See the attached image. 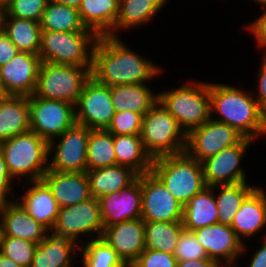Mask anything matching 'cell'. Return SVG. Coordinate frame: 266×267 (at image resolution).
Instances as JSON below:
<instances>
[{
  "mask_svg": "<svg viewBox=\"0 0 266 267\" xmlns=\"http://www.w3.org/2000/svg\"><path fill=\"white\" fill-rule=\"evenodd\" d=\"M177 267H220L214 260L205 258L198 260L178 261Z\"/></svg>",
  "mask_w": 266,
  "mask_h": 267,
  "instance_id": "48",
  "label": "cell"
},
{
  "mask_svg": "<svg viewBox=\"0 0 266 267\" xmlns=\"http://www.w3.org/2000/svg\"><path fill=\"white\" fill-rule=\"evenodd\" d=\"M9 0H0V5H4V4H6L7 2H8Z\"/></svg>",
  "mask_w": 266,
  "mask_h": 267,
  "instance_id": "56",
  "label": "cell"
},
{
  "mask_svg": "<svg viewBox=\"0 0 266 267\" xmlns=\"http://www.w3.org/2000/svg\"><path fill=\"white\" fill-rule=\"evenodd\" d=\"M4 8L2 5H0V32L3 31V19H4Z\"/></svg>",
  "mask_w": 266,
  "mask_h": 267,
  "instance_id": "52",
  "label": "cell"
},
{
  "mask_svg": "<svg viewBox=\"0 0 266 267\" xmlns=\"http://www.w3.org/2000/svg\"><path fill=\"white\" fill-rule=\"evenodd\" d=\"M173 255L177 261L209 258L205 248L197 240L193 231L183 229Z\"/></svg>",
  "mask_w": 266,
  "mask_h": 267,
  "instance_id": "41",
  "label": "cell"
},
{
  "mask_svg": "<svg viewBox=\"0 0 266 267\" xmlns=\"http://www.w3.org/2000/svg\"><path fill=\"white\" fill-rule=\"evenodd\" d=\"M262 56L261 63L259 64L260 68L256 77L257 93L254 95V97L258 102L261 113L266 118V54H263Z\"/></svg>",
  "mask_w": 266,
  "mask_h": 267,
  "instance_id": "44",
  "label": "cell"
},
{
  "mask_svg": "<svg viewBox=\"0 0 266 267\" xmlns=\"http://www.w3.org/2000/svg\"><path fill=\"white\" fill-rule=\"evenodd\" d=\"M1 220L4 236L17 237L39 244L49 233L27 213L17 199L6 205Z\"/></svg>",
  "mask_w": 266,
  "mask_h": 267,
  "instance_id": "25",
  "label": "cell"
},
{
  "mask_svg": "<svg viewBox=\"0 0 266 267\" xmlns=\"http://www.w3.org/2000/svg\"><path fill=\"white\" fill-rule=\"evenodd\" d=\"M92 129L75 123L49 141L48 169L56 172H86L88 137Z\"/></svg>",
  "mask_w": 266,
  "mask_h": 267,
  "instance_id": "10",
  "label": "cell"
},
{
  "mask_svg": "<svg viewBox=\"0 0 266 267\" xmlns=\"http://www.w3.org/2000/svg\"><path fill=\"white\" fill-rule=\"evenodd\" d=\"M24 194L17 200L27 213L51 232L59 212L58 204L48 186L41 181L23 183Z\"/></svg>",
  "mask_w": 266,
  "mask_h": 267,
  "instance_id": "22",
  "label": "cell"
},
{
  "mask_svg": "<svg viewBox=\"0 0 266 267\" xmlns=\"http://www.w3.org/2000/svg\"><path fill=\"white\" fill-rule=\"evenodd\" d=\"M14 179L11 177L2 151L0 150V195L3 197L14 196ZM14 184V185H13Z\"/></svg>",
  "mask_w": 266,
  "mask_h": 267,
  "instance_id": "45",
  "label": "cell"
},
{
  "mask_svg": "<svg viewBox=\"0 0 266 267\" xmlns=\"http://www.w3.org/2000/svg\"><path fill=\"white\" fill-rule=\"evenodd\" d=\"M248 183L244 181L237 184L213 186L218 223L231 226L233 217L240 209L242 202L256 188V185L252 186Z\"/></svg>",
  "mask_w": 266,
  "mask_h": 267,
  "instance_id": "33",
  "label": "cell"
},
{
  "mask_svg": "<svg viewBox=\"0 0 266 267\" xmlns=\"http://www.w3.org/2000/svg\"><path fill=\"white\" fill-rule=\"evenodd\" d=\"M103 231L104 224L99 201L91 197L75 205L59 208L56 222L50 233L67 237L81 244L82 239H85L84 236L90 237L88 240L97 239L102 237ZM79 239L80 242H78Z\"/></svg>",
  "mask_w": 266,
  "mask_h": 267,
  "instance_id": "9",
  "label": "cell"
},
{
  "mask_svg": "<svg viewBox=\"0 0 266 267\" xmlns=\"http://www.w3.org/2000/svg\"><path fill=\"white\" fill-rule=\"evenodd\" d=\"M98 38L94 31H42L38 55L41 62L92 66L93 49Z\"/></svg>",
  "mask_w": 266,
  "mask_h": 267,
  "instance_id": "7",
  "label": "cell"
},
{
  "mask_svg": "<svg viewBox=\"0 0 266 267\" xmlns=\"http://www.w3.org/2000/svg\"><path fill=\"white\" fill-rule=\"evenodd\" d=\"M7 96L5 93V89L2 85L1 79H0V98Z\"/></svg>",
  "mask_w": 266,
  "mask_h": 267,
  "instance_id": "54",
  "label": "cell"
},
{
  "mask_svg": "<svg viewBox=\"0 0 266 267\" xmlns=\"http://www.w3.org/2000/svg\"><path fill=\"white\" fill-rule=\"evenodd\" d=\"M30 130L51 141L75 123V105L64 100L29 96Z\"/></svg>",
  "mask_w": 266,
  "mask_h": 267,
  "instance_id": "11",
  "label": "cell"
},
{
  "mask_svg": "<svg viewBox=\"0 0 266 267\" xmlns=\"http://www.w3.org/2000/svg\"><path fill=\"white\" fill-rule=\"evenodd\" d=\"M193 232L205 248L209 259L214 260L220 267H237L238 257L244 256L249 247L237 238L229 225L216 223Z\"/></svg>",
  "mask_w": 266,
  "mask_h": 267,
  "instance_id": "16",
  "label": "cell"
},
{
  "mask_svg": "<svg viewBox=\"0 0 266 267\" xmlns=\"http://www.w3.org/2000/svg\"><path fill=\"white\" fill-rule=\"evenodd\" d=\"M0 267H22L0 253Z\"/></svg>",
  "mask_w": 266,
  "mask_h": 267,
  "instance_id": "49",
  "label": "cell"
},
{
  "mask_svg": "<svg viewBox=\"0 0 266 267\" xmlns=\"http://www.w3.org/2000/svg\"><path fill=\"white\" fill-rule=\"evenodd\" d=\"M3 237H4L3 223H2V220H0V250H1Z\"/></svg>",
  "mask_w": 266,
  "mask_h": 267,
  "instance_id": "53",
  "label": "cell"
},
{
  "mask_svg": "<svg viewBox=\"0 0 266 267\" xmlns=\"http://www.w3.org/2000/svg\"><path fill=\"white\" fill-rule=\"evenodd\" d=\"M76 252H80L79 243L49 232L37 245L31 267H74Z\"/></svg>",
  "mask_w": 266,
  "mask_h": 267,
  "instance_id": "23",
  "label": "cell"
},
{
  "mask_svg": "<svg viewBox=\"0 0 266 267\" xmlns=\"http://www.w3.org/2000/svg\"><path fill=\"white\" fill-rule=\"evenodd\" d=\"M242 89L220 82L209 83L211 118L230 125L244 138L257 141L266 135V118L253 92Z\"/></svg>",
  "mask_w": 266,
  "mask_h": 267,
  "instance_id": "2",
  "label": "cell"
},
{
  "mask_svg": "<svg viewBox=\"0 0 266 267\" xmlns=\"http://www.w3.org/2000/svg\"><path fill=\"white\" fill-rule=\"evenodd\" d=\"M3 31L14 43L19 52L38 55L41 46L40 22L30 19L4 17Z\"/></svg>",
  "mask_w": 266,
  "mask_h": 267,
  "instance_id": "32",
  "label": "cell"
},
{
  "mask_svg": "<svg viewBox=\"0 0 266 267\" xmlns=\"http://www.w3.org/2000/svg\"><path fill=\"white\" fill-rule=\"evenodd\" d=\"M119 0H82L78 12L86 28L108 35L118 16Z\"/></svg>",
  "mask_w": 266,
  "mask_h": 267,
  "instance_id": "29",
  "label": "cell"
},
{
  "mask_svg": "<svg viewBox=\"0 0 266 267\" xmlns=\"http://www.w3.org/2000/svg\"><path fill=\"white\" fill-rule=\"evenodd\" d=\"M0 150L15 181H41L48 171L49 142L31 130L1 142Z\"/></svg>",
  "mask_w": 266,
  "mask_h": 267,
  "instance_id": "3",
  "label": "cell"
},
{
  "mask_svg": "<svg viewBox=\"0 0 266 267\" xmlns=\"http://www.w3.org/2000/svg\"><path fill=\"white\" fill-rule=\"evenodd\" d=\"M261 8H264L263 10L261 9L258 18H255L254 21L249 23L248 25L245 24V28H247V32H249L254 39L257 47H259L261 50H263L264 54H266V5L261 6Z\"/></svg>",
  "mask_w": 266,
  "mask_h": 267,
  "instance_id": "43",
  "label": "cell"
},
{
  "mask_svg": "<svg viewBox=\"0 0 266 267\" xmlns=\"http://www.w3.org/2000/svg\"><path fill=\"white\" fill-rule=\"evenodd\" d=\"M117 165L126 166L138 175L151 172L152 157L144 149L141 135H113Z\"/></svg>",
  "mask_w": 266,
  "mask_h": 267,
  "instance_id": "31",
  "label": "cell"
},
{
  "mask_svg": "<svg viewBox=\"0 0 266 267\" xmlns=\"http://www.w3.org/2000/svg\"><path fill=\"white\" fill-rule=\"evenodd\" d=\"M17 199V198H10V197H3L2 195H0V220L2 219V216L4 214V211H5V208H6V205L10 202Z\"/></svg>",
  "mask_w": 266,
  "mask_h": 267,
  "instance_id": "51",
  "label": "cell"
},
{
  "mask_svg": "<svg viewBox=\"0 0 266 267\" xmlns=\"http://www.w3.org/2000/svg\"><path fill=\"white\" fill-rule=\"evenodd\" d=\"M40 64L39 55L18 52L7 64L1 66L0 79L6 95H33Z\"/></svg>",
  "mask_w": 266,
  "mask_h": 267,
  "instance_id": "17",
  "label": "cell"
},
{
  "mask_svg": "<svg viewBox=\"0 0 266 267\" xmlns=\"http://www.w3.org/2000/svg\"><path fill=\"white\" fill-rule=\"evenodd\" d=\"M117 165L113 134L106 129H92L88 137L87 171Z\"/></svg>",
  "mask_w": 266,
  "mask_h": 267,
  "instance_id": "36",
  "label": "cell"
},
{
  "mask_svg": "<svg viewBox=\"0 0 266 267\" xmlns=\"http://www.w3.org/2000/svg\"><path fill=\"white\" fill-rule=\"evenodd\" d=\"M265 227L266 190L257 186L242 202L240 209L233 217L231 228L237 238L245 244L256 234L264 231Z\"/></svg>",
  "mask_w": 266,
  "mask_h": 267,
  "instance_id": "20",
  "label": "cell"
},
{
  "mask_svg": "<svg viewBox=\"0 0 266 267\" xmlns=\"http://www.w3.org/2000/svg\"><path fill=\"white\" fill-rule=\"evenodd\" d=\"M37 245L21 238L4 236L0 253L22 267H31Z\"/></svg>",
  "mask_w": 266,
  "mask_h": 267,
  "instance_id": "38",
  "label": "cell"
},
{
  "mask_svg": "<svg viewBox=\"0 0 266 267\" xmlns=\"http://www.w3.org/2000/svg\"><path fill=\"white\" fill-rule=\"evenodd\" d=\"M104 226L141 218V175L128 187L98 199Z\"/></svg>",
  "mask_w": 266,
  "mask_h": 267,
  "instance_id": "18",
  "label": "cell"
},
{
  "mask_svg": "<svg viewBox=\"0 0 266 267\" xmlns=\"http://www.w3.org/2000/svg\"><path fill=\"white\" fill-rule=\"evenodd\" d=\"M177 259L173 254L145 248L131 264L132 267H177Z\"/></svg>",
  "mask_w": 266,
  "mask_h": 267,
  "instance_id": "42",
  "label": "cell"
},
{
  "mask_svg": "<svg viewBox=\"0 0 266 267\" xmlns=\"http://www.w3.org/2000/svg\"><path fill=\"white\" fill-rule=\"evenodd\" d=\"M116 113L111 87L97 82L92 76L85 82L75 105V121L90 129H107Z\"/></svg>",
  "mask_w": 266,
  "mask_h": 267,
  "instance_id": "12",
  "label": "cell"
},
{
  "mask_svg": "<svg viewBox=\"0 0 266 267\" xmlns=\"http://www.w3.org/2000/svg\"><path fill=\"white\" fill-rule=\"evenodd\" d=\"M159 102L188 134L211 118L209 81L193 80L159 93Z\"/></svg>",
  "mask_w": 266,
  "mask_h": 267,
  "instance_id": "4",
  "label": "cell"
},
{
  "mask_svg": "<svg viewBox=\"0 0 266 267\" xmlns=\"http://www.w3.org/2000/svg\"><path fill=\"white\" fill-rule=\"evenodd\" d=\"M143 115L134 111L116 112L107 131L113 135H141Z\"/></svg>",
  "mask_w": 266,
  "mask_h": 267,
  "instance_id": "40",
  "label": "cell"
},
{
  "mask_svg": "<svg viewBox=\"0 0 266 267\" xmlns=\"http://www.w3.org/2000/svg\"><path fill=\"white\" fill-rule=\"evenodd\" d=\"M151 171L183 206L207 187L201 162L186 152L153 159Z\"/></svg>",
  "mask_w": 266,
  "mask_h": 267,
  "instance_id": "5",
  "label": "cell"
},
{
  "mask_svg": "<svg viewBox=\"0 0 266 267\" xmlns=\"http://www.w3.org/2000/svg\"><path fill=\"white\" fill-rule=\"evenodd\" d=\"M252 142L254 143L252 139L243 138L238 144L227 147L202 161L206 186L213 187L249 181L246 176L247 171L241 166V161Z\"/></svg>",
  "mask_w": 266,
  "mask_h": 267,
  "instance_id": "13",
  "label": "cell"
},
{
  "mask_svg": "<svg viewBox=\"0 0 266 267\" xmlns=\"http://www.w3.org/2000/svg\"><path fill=\"white\" fill-rule=\"evenodd\" d=\"M260 238L262 239L261 246L257 248L254 255H251L249 267H266V235H261ZM237 267H239V265H237Z\"/></svg>",
  "mask_w": 266,
  "mask_h": 267,
  "instance_id": "47",
  "label": "cell"
},
{
  "mask_svg": "<svg viewBox=\"0 0 266 267\" xmlns=\"http://www.w3.org/2000/svg\"><path fill=\"white\" fill-rule=\"evenodd\" d=\"M183 222L145 221V248L173 254Z\"/></svg>",
  "mask_w": 266,
  "mask_h": 267,
  "instance_id": "35",
  "label": "cell"
},
{
  "mask_svg": "<svg viewBox=\"0 0 266 267\" xmlns=\"http://www.w3.org/2000/svg\"><path fill=\"white\" fill-rule=\"evenodd\" d=\"M252 1H254L258 5L260 4L259 5L260 7L266 5V0H252Z\"/></svg>",
  "mask_w": 266,
  "mask_h": 267,
  "instance_id": "55",
  "label": "cell"
},
{
  "mask_svg": "<svg viewBox=\"0 0 266 267\" xmlns=\"http://www.w3.org/2000/svg\"><path fill=\"white\" fill-rule=\"evenodd\" d=\"M42 31H93L82 23L78 9L49 1L41 18Z\"/></svg>",
  "mask_w": 266,
  "mask_h": 267,
  "instance_id": "34",
  "label": "cell"
},
{
  "mask_svg": "<svg viewBox=\"0 0 266 267\" xmlns=\"http://www.w3.org/2000/svg\"><path fill=\"white\" fill-rule=\"evenodd\" d=\"M19 50L4 31L0 32V67L7 64Z\"/></svg>",
  "mask_w": 266,
  "mask_h": 267,
  "instance_id": "46",
  "label": "cell"
},
{
  "mask_svg": "<svg viewBox=\"0 0 266 267\" xmlns=\"http://www.w3.org/2000/svg\"><path fill=\"white\" fill-rule=\"evenodd\" d=\"M144 221L178 222L183 220L184 206L175 199L162 181L151 171L141 175Z\"/></svg>",
  "mask_w": 266,
  "mask_h": 267,
  "instance_id": "14",
  "label": "cell"
},
{
  "mask_svg": "<svg viewBox=\"0 0 266 267\" xmlns=\"http://www.w3.org/2000/svg\"><path fill=\"white\" fill-rule=\"evenodd\" d=\"M30 131L29 96L0 98V143Z\"/></svg>",
  "mask_w": 266,
  "mask_h": 267,
  "instance_id": "26",
  "label": "cell"
},
{
  "mask_svg": "<svg viewBox=\"0 0 266 267\" xmlns=\"http://www.w3.org/2000/svg\"><path fill=\"white\" fill-rule=\"evenodd\" d=\"M48 2V0H9L3 5L4 17L40 22Z\"/></svg>",
  "mask_w": 266,
  "mask_h": 267,
  "instance_id": "39",
  "label": "cell"
},
{
  "mask_svg": "<svg viewBox=\"0 0 266 267\" xmlns=\"http://www.w3.org/2000/svg\"><path fill=\"white\" fill-rule=\"evenodd\" d=\"M91 68L41 62L33 95L76 105L85 82L91 77Z\"/></svg>",
  "mask_w": 266,
  "mask_h": 267,
  "instance_id": "8",
  "label": "cell"
},
{
  "mask_svg": "<svg viewBox=\"0 0 266 267\" xmlns=\"http://www.w3.org/2000/svg\"><path fill=\"white\" fill-rule=\"evenodd\" d=\"M183 227L195 231L218 223V211L213 187H206L194 195L183 208Z\"/></svg>",
  "mask_w": 266,
  "mask_h": 267,
  "instance_id": "30",
  "label": "cell"
},
{
  "mask_svg": "<svg viewBox=\"0 0 266 267\" xmlns=\"http://www.w3.org/2000/svg\"><path fill=\"white\" fill-rule=\"evenodd\" d=\"M42 181L51 190L58 207H68L91 198L86 172H56L49 170Z\"/></svg>",
  "mask_w": 266,
  "mask_h": 267,
  "instance_id": "21",
  "label": "cell"
},
{
  "mask_svg": "<svg viewBox=\"0 0 266 267\" xmlns=\"http://www.w3.org/2000/svg\"><path fill=\"white\" fill-rule=\"evenodd\" d=\"M168 0H119L118 16L111 37H120L119 32L133 27H144L162 11Z\"/></svg>",
  "mask_w": 266,
  "mask_h": 267,
  "instance_id": "24",
  "label": "cell"
},
{
  "mask_svg": "<svg viewBox=\"0 0 266 267\" xmlns=\"http://www.w3.org/2000/svg\"><path fill=\"white\" fill-rule=\"evenodd\" d=\"M127 45L121 36H99L93 49L91 68V76L97 82L109 87L143 84L162 75L164 69L159 64Z\"/></svg>",
  "mask_w": 266,
  "mask_h": 267,
  "instance_id": "1",
  "label": "cell"
},
{
  "mask_svg": "<svg viewBox=\"0 0 266 267\" xmlns=\"http://www.w3.org/2000/svg\"><path fill=\"white\" fill-rule=\"evenodd\" d=\"M149 86V83L111 86L115 111H134L144 116L159 102V92Z\"/></svg>",
  "mask_w": 266,
  "mask_h": 267,
  "instance_id": "27",
  "label": "cell"
},
{
  "mask_svg": "<svg viewBox=\"0 0 266 267\" xmlns=\"http://www.w3.org/2000/svg\"><path fill=\"white\" fill-rule=\"evenodd\" d=\"M55 3L64 4L73 8L78 9L82 0H48Z\"/></svg>",
  "mask_w": 266,
  "mask_h": 267,
  "instance_id": "50",
  "label": "cell"
},
{
  "mask_svg": "<svg viewBox=\"0 0 266 267\" xmlns=\"http://www.w3.org/2000/svg\"><path fill=\"white\" fill-rule=\"evenodd\" d=\"M141 140L152 159L185 152L187 134L158 102L142 119Z\"/></svg>",
  "mask_w": 266,
  "mask_h": 267,
  "instance_id": "6",
  "label": "cell"
},
{
  "mask_svg": "<svg viewBox=\"0 0 266 267\" xmlns=\"http://www.w3.org/2000/svg\"><path fill=\"white\" fill-rule=\"evenodd\" d=\"M86 173L91 197L97 199L128 187L138 178V174L131 168L120 165L92 169Z\"/></svg>",
  "mask_w": 266,
  "mask_h": 267,
  "instance_id": "28",
  "label": "cell"
},
{
  "mask_svg": "<svg viewBox=\"0 0 266 267\" xmlns=\"http://www.w3.org/2000/svg\"><path fill=\"white\" fill-rule=\"evenodd\" d=\"M83 267H126L117 252L103 239L83 240L80 244Z\"/></svg>",
  "mask_w": 266,
  "mask_h": 267,
  "instance_id": "37",
  "label": "cell"
},
{
  "mask_svg": "<svg viewBox=\"0 0 266 267\" xmlns=\"http://www.w3.org/2000/svg\"><path fill=\"white\" fill-rule=\"evenodd\" d=\"M126 265H131L145 249V221L142 218L104 226L102 237Z\"/></svg>",
  "mask_w": 266,
  "mask_h": 267,
  "instance_id": "19",
  "label": "cell"
},
{
  "mask_svg": "<svg viewBox=\"0 0 266 267\" xmlns=\"http://www.w3.org/2000/svg\"><path fill=\"white\" fill-rule=\"evenodd\" d=\"M244 137L226 123L210 118L187 134L185 152L199 162L238 144Z\"/></svg>",
  "mask_w": 266,
  "mask_h": 267,
  "instance_id": "15",
  "label": "cell"
}]
</instances>
